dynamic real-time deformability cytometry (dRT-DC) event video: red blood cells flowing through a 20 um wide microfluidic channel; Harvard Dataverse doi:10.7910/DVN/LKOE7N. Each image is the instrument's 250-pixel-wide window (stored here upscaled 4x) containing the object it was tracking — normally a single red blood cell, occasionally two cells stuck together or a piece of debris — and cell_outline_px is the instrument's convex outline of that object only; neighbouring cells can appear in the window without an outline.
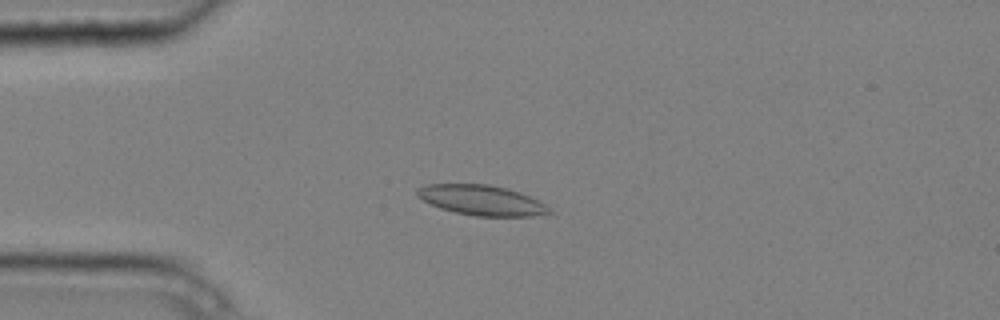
{"species": "common noctule bat (a hibernating species)", "species_latin": "Nyctalus noctula", "temperature_condition": "cold", "stored_images_in_passage": 14, "camera_frame_rate_fps": 3000, "um_per_image_px": 0.085, "animal": {"sex": "male", "body_mass_g": 20.4}, "frame": {"image": 1, "passage_image": 4, "time_ms": 1.0, "image_size_px": [1000, 320], "cell_outline_px": [[552, 212], [532, 216], [476, 216], [456, 212], [440, 208], [416, 196], [416, 188], [424, 184], [488, 184], [508, 188], [528, 196], [544, 204]], "centroid_in_image_um": [40.88, 17.0], "position_along_channel_um": 44.1, "area_um2": 22.95}}
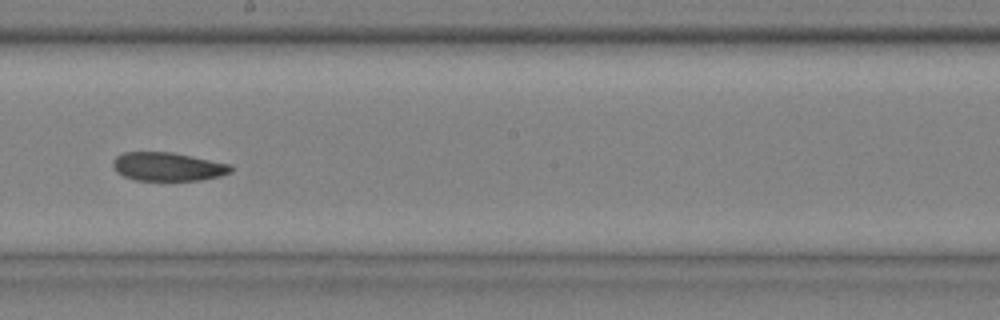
{"frame": {"image": 2, "passage_image": 9, "time_ms": 2.667, "image_size_px": [1000, 320], "cell_outline_px": [[232, 172], [220, 176], [200, 180], [136, 180], [124, 176], [116, 172], [112, 164], [112, 160], [116, 156], [124, 152], [172, 152], [232, 164]], "centroid_in_image_um": [14.27, 14.16], "position_along_channel_um": 233.9, "area_um2": 19.71}}
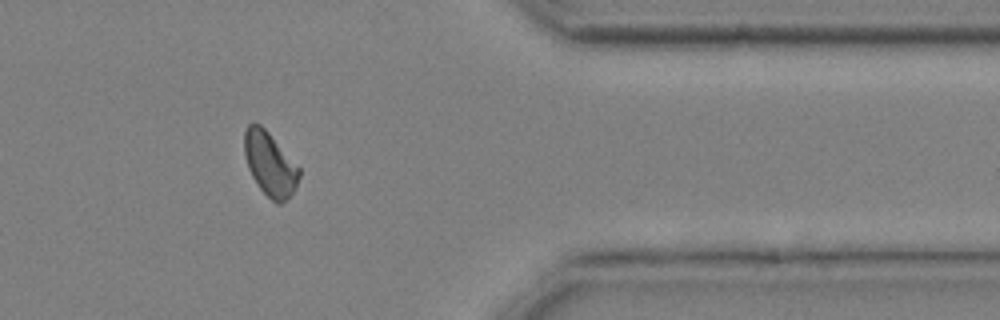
{"frame": {"image": 3, "passage_image": 13, "time_ms": 4.0, "image_size_px": [1000, 320], "cell_outline_px": [[300, 176], [296, 188], [280, 204], [276, 204], [260, 188], [252, 176], [248, 168], [244, 156], [244, 132], [248, 124], [260, 124], [268, 132], [300, 168]], "centroid_in_image_um": [22.93, 13.94], "position_along_channel_um": 388.5, "area_um2": 20.11}}